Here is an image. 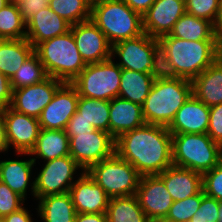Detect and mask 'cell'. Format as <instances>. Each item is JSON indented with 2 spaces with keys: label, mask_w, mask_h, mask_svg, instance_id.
Wrapping results in <instances>:
<instances>
[{
  "label": "cell",
  "mask_w": 222,
  "mask_h": 222,
  "mask_svg": "<svg viewBox=\"0 0 222 222\" xmlns=\"http://www.w3.org/2000/svg\"><path fill=\"white\" fill-rule=\"evenodd\" d=\"M115 153L141 176L158 175L173 164L172 134L165 126L145 124L121 134Z\"/></svg>",
  "instance_id": "6da1fadb"
},
{
  "label": "cell",
  "mask_w": 222,
  "mask_h": 222,
  "mask_svg": "<svg viewBox=\"0 0 222 222\" xmlns=\"http://www.w3.org/2000/svg\"><path fill=\"white\" fill-rule=\"evenodd\" d=\"M158 43L162 75L192 81L217 60V40L189 41L167 34Z\"/></svg>",
  "instance_id": "7a4b0ae2"
},
{
  "label": "cell",
  "mask_w": 222,
  "mask_h": 222,
  "mask_svg": "<svg viewBox=\"0 0 222 222\" xmlns=\"http://www.w3.org/2000/svg\"><path fill=\"white\" fill-rule=\"evenodd\" d=\"M191 95L190 80L157 75L150 93L142 104L146 124L168 127L177 111Z\"/></svg>",
  "instance_id": "3957f363"
},
{
  "label": "cell",
  "mask_w": 222,
  "mask_h": 222,
  "mask_svg": "<svg viewBox=\"0 0 222 222\" xmlns=\"http://www.w3.org/2000/svg\"><path fill=\"white\" fill-rule=\"evenodd\" d=\"M34 52L44 66L48 76L71 83L86 67L71 30L47 39L34 47Z\"/></svg>",
  "instance_id": "277c9868"
},
{
  "label": "cell",
  "mask_w": 222,
  "mask_h": 222,
  "mask_svg": "<svg viewBox=\"0 0 222 222\" xmlns=\"http://www.w3.org/2000/svg\"><path fill=\"white\" fill-rule=\"evenodd\" d=\"M111 45L144 33L142 15L123 0H103L91 7V18Z\"/></svg>",
  "instance_id": "5b68a950"
},
{
  "label": "cell",
  "mask_w": 222,
  "mask_h": 222,
  "mask_svg": "<svg viewBox=\"0 0 222 222\" xmlns=\"http://www.w3.org/2000/svg\"><path fill=\"white\" fill-rule=\"evenodd\" d=\"M172 161L175 166L203 174L222 161V146L207 133L172 134Z\"/></svg>",
  "instance_id": "8992f818"
},
{
  "label": "cell",
  "mask_w": 222,
  "mask_h": 222,
  "mask_svg": "<svg viewBox=\"0 0 222 222\" xmlns=\"http://www.w3.org/2000/svg\"><path fill=\"white\" fill-rule=\"evenodd\" d=\"M86 172L110 198L136 195L141 177L133 165L116 153L92 165Z\"/></svg>",
  "instance_id": "52a82bcc"
},
{
  "label": "cell",
  "mask_w": 222,
  "mask_h": 222,
  "mask_svg": "<svg viewBox=\"0 0 222 222\" xmlns=\"http://www.w3.org/2000/svg\"><path fill=\"white\" fill-rule=\"evenodd\" d=\"M122 68L112 58L87 64L71 82L79 96L110 101L119 94Z\"/></svg>",
  "instance_id": "ba28073f"
},
{
  "label": "cell",
  "mask_w": 222,
  "mask_h": 222,
  "mask_svg": "<svg viewBox=\"0 0 222 222\" xmlns=\"http://www.w3.org/2000/svg\"><path fill=\"white\" fill-rule=\"evenodd\" d=\"M122 69L161 75L158 39L146 33L112 45L111 58Z\"/></svg>",
  "instance_id": "9c48e42d"
},
{
  "label": "cell",
  "mask_w": 222,
  "mask_h": 222,
  "mask_svg": "<svg viewBox=\"0 0 222 222\" xmlns=\"http://www.w3.org/2000/svg\"><path fill=\"white\" fill-rule=\"evenodd\" d=\"M44 163L35 177L36 201L47 195L68 193L76 181L74 179H78L84 172L70 155Z\"/></svg>",
  "instance_id": "30bf717a"
},
{
  "label": "cell",
  "mask_w": 222,
  "mask_h": 222,
  "mask_svg": "<svg viewBox=\"0 0 222 222\" xmlns=\"http://www.w3.org/2000/svg\"><path fill=\"white\" fill-rule=\"evenodd\" d=\"M116 139L108 132L96 129L92 133L69 138V153L86 172L92 165L115 154Z\"/></svg>",
  "instance_id": "8fae6325"
},
{
  "label": "cell",
  "mask_w": 222,
  "mask_h": 222,
  "mask_svg": "<svg viewBox=\"0 0 222 222\" xmlns=\"http://www.w3.org/2000/svg\"><path fill=\"white\" fill-rule=\"evenodd\" d=\"M63 83L48 76L40 83L13 90L10 107L19 113L38 119Z\"/></svg>",
  "instance_id": "7c38bea8"
},
{
  "label": "cell",
  "mask_w": 222,
  "mask_h": 222,
  "mask_svg": "<svg viewBox=\"0 0 222 222\" xmlns=\"http://www.w3.org/2000/svg\"><path fill=\"white\" fill-rule=\"evenodd\" d=\"M79 94L72 83H63L52 101L43 109L38 121L41 129L64 130L77 111Z\"/></svg>",
  "instance_id": "4fadbf2b"
},
{
  "label": "cell",
  "mask_w": 222,
  "mask_h": 222,
  "mask_svg": "<svg viewBox=\"0 0 222 222\" xmlns=\"http://www.w3.org/2000/svg\"><path fill=\"white\" fill-rule=\"evenodd\" d=\"M77 49L86 64L111 58L112 45L90 19L70 26Z\"/></svg>",
  "instance_id": "5bb4252c"
},
{
  "label": "cell",
  "mask_w": 222,
  "mask_h": 222,
  "mask_svg": "<svg viewBox=\"0 0 222 222\" xmlns=\"http://www.w3.org/2000/svg\"><path fill=\"white\" fill-rule=\"evenodd\" d=\"M3 117L8 150L12 147L15 153H30L41 129L38 119L19 113L10 106L3 110Z\"/></svg>",
  "instance_id": "9a60e30c"
},
{
  "label": "cell",
  "mask_w": 222,
  "mask_h": 222,
  "mask_svg": "<svg viewBox=\"0 0 222 222\" xmlns=\"http://www.w3.org/2000/svg\"><path fill=\"white\" fill-rule=\"evenodd\" d=\"M136 196L149 220L166 217L174 202L158 175L141 176Z\"/></svg>",
  "instance_id": "2e32d148"
},
{
  "label": "cell",
  "mask_w": 222,
  "mask_h": 222,
  "mask_svg": "<svg viewBox=\"0 0 222 222\" xmlns=\"http://www.w3.org/2000/svg\"><path fill=\"white\" fill-rule=\"evenodd\" d=\"M185 13V0H155L142 15L144 33L157 39L167 35Z\"/></svg>",
  "instance_id": "e0dca14e"
},
{
  "label": "cell",
  "mask_w": 222,
  "mask_h": 222,
  "mask_svg": "<svg viewBox=\"0 0 222 222\" xmlns=\"http://www.w3.org/2000/svg\"><path fill=\"white\" fill-rule=\"evenodd\" d=\"M69 193L76 213H106L110 197L87 172L76 179Z\"/></svg>",
  "instance_id": "ac0fdd59"
},
{
  "label": "cell",
  "mask_w": 222,
  "mask_h": 222,
  "mask_svg": "<svg viewBox=\"0 0 222 222\" xmlns=\"http://www.w3.org/2000/svg\"><path fill=\"white\" fill-rule=\"evenodd\" d=\"M210 120V108L193 94L175 114L167 127L171 134L207 133Z\"/></svg>",
  "instance_id": "d6986e66"
},
{
  "label": "cell",
  "mask_w": 222,
  "mask_h": 222,
  "mask_svg": "<svg viewBox=\"0 0 222 222\" xmlns=\"http://www.w3.org/2000/svg\"><path fill=\"white\" fill-rule=\"evenodd\" d=\"M70 26L46 5L26 22V39L35 47L42 41L65 34Z\"/></svg>",
  "instance_id": "ffe728a7"
},
{
  "label": "cell",
  "mask_w": 222,
  "mask_h": 222,
  "mask_svg": "<svg viewBox=\"0 0 222 222\" xmlns=\"http://www.w3.org/2000/svg\"><path fill=\"white\" fill-rule=\"evenodd\" d=\"M34 166L36 164L31 156L26 160L25 157L23 160H13L10 158L8 160H0V181L8 185L24 200H27V192L29 191H31L32 196L35 198V178L32 174Z\"/></svg>",
  "instance_id": "44dd1931"
},
{
  "label": "cell",
  "mask_w": 222,
  "mask_h": 222,
  "mask_svg": "<svg viewBox=\"0 0 222 222\" xmlns=\"http://www.w3.org/2000/svg\"><path fill=\"white\" fill-rule=\"evenodd\" d=\"M158 176L164 181L173 201L184 200L203 189L202 174L188 168L172 164Z\"/></svg>",
  "instance_id": "7402d4cb"
},
{
  "label": "cell",
  "mask_w": 222,
  "mask_h": 222,
  "mask_svg": "<svg viewBox=\"0 0 222 222\" xmlns=\"http://www.w3.org/2000/svg\"><path fill=\"white\" fill-rule=\"evenodd\" d=\"M145 124L142 105L119 97L110 100L109 133L115 139Z\"/></svg>",
  "instance_id": "603a6c76"
},
{
  "label": "cell",
  "mask_w": 222,
  "mask_h": 222,
  "mask_svg": "<svg viewBox=\"0 0 222 222\" xmlns=\"http://www.w3.org/2000/svg\"><path fill=\"white\" fill-rule=\"evenodd\" d=\"M30 156L36 164L37 159L47 162L56 158L69 156V138L65 130L40 129L36 144L30 153H15ZM34 156V157H33Z\"/></svg>",
  "instance_id": "cb8c5ba5"
},
{
  "label": "cell",
  "mask_w": 222,
  "mask_h": 222,
  "mask_svg": "<svg viewBox=\"0 0 222 222\" xmlns=\"http://www.w3.org/2000/svg\"><path fill=\"white\" fill-rule=\"evenodd\" d=\"M192 94L208 107L222 104V64L216 60L191 81Z\"/></svg>",
  "instance_id": "d4e9b609"
},
{
  "label": "cell",
  "mask_w": 222,
  "mask_h": 222,
  "mask_svg": "<svg viewBox=\"0 0 222 222\" xmlns=\"http://www.w3.org/2000/svg\"><path fill=\"white\" fill-rule=\"evenodd\" d=\"M37 215L43 222H74L76 211L70 193L38 198Z\"/></svg>",
  "instance_id": "484cf974"
},
{
  "label": "cell",
  "mask_w": 222,
  "mask_h": 222,
  "mask_svg": "<svg viewBox=\"0 0 222 222\" xmlns=\"http://www.w3.org/2000/svg\"><path fill=\"white\" fill-rule=\"evenodd\" d=\"M34 52L26 39H0V72L11 79L26 59Z\"/></svg>",
  "instance_id": "4316f807"
},
{
  "label": "cell",
  "mask_w": 222,
  "mask_h": 222,
  "mask_svg": "<svg viewBox=\"0 0 222 222\" xmlns=\"http://www.w3.org/2000/svg\"><path fill=\"white\" fill-rule=\"evenodd\" d=\"M157 75L122 69L118 97L142 105Z\"/></svg>",
  "instance_id": "83f0119b"
},
{
  "label": "cell",
  "mask_w": 222,
  "mask_h": 222,
  "mask_svg": "<svg viewBox=\"0 0 222 222\" xmlns=\"http://www.w3.org/2000/svg\"><path fill=\"white\" fill-rule=\"evenodd\" d=\"M169 34L189 41L218 40L212 22L188 13L175 22Z\"/></svg>",
  "instance_id": "f1b7e54d"
},
{
  "label": "cell",
  "mask_w": 222,
  "mask_h": 222,
  "mask_svg": "<svg viewBox=\"0 0 222 222\" xmlns=\"http://www.w3.org/2000/svg\"><path fill=\"white\" fill-rule=\"evenodd\" d=\"M107 222H149L136 195L110 198Z\"/></svg>",
  "instance_id": "f546056e"
},
{
  "label": "cell",
  "mask_w": 222,
  "mask_h": 222,
  "mask_svg": "<svg viewBox=\"0 0 222 222\" xmlns=\"http://www.w3.org/2000/svg\"><path fill=\"white\" fill-rule=\"evenodd\" d=\"M77 112L95 129L109 133L110 101L79 96Z\"/></svg>",
  "instance_id": "4dcf8cb0"
},
{
  "label": "cell",
  "mask_w": 222,
  "mask_h": 222,
  "mask_svg": "<svg viewBox=\"0 0 222 222\" xmlns=\"http://www.w3.org/2000/svg\"><path fill=\"white\" fill-rule=\"evenodd\" d=\"M26 38V22L22 19L18 4L7 3L0 9V39Z\"/></svg>",
  "instance_id": "1f68e13d"
},
{
  "label": "cell",
  "mask_w": 222,
  "mask_h": 222,
  "mask_svg": "<svg viewBox=\"0 0 222 222\" xmlns=\"http://www.w3.org/2000/svg\"><path fill=\"white\" fill-rule=\"evenodd\" d=\"M48 77L38 55L33 52L10 79L12 90L42 82Z\"/></svg>",
  "instance_id": "d6a6232c"
},
{
  "label": "cell",
  "mask_w": 222,
  "mask_h": 222,
  "mask_svg": "<svg viewBox=\"0 0 222 222\" xmlns=\"http://www.w3.org/2000/svg\"><path fill=\"white\" fill-rule=\"evenodd\" d=\"M48 6L70 25L91 18V7L84 0H49Z\"/></svg>",
  "instance_id": "836d02e7"
},
{
  "label": "cell",
  "mask_w": 222,
  "mask_h": 222,
  "mask_svg": "<svg viewBox=\"0 0 222 222\" xmlns=\"http://www.w3.org/2000/svg\"><path fill=\"white\" fill-rule=\"evenodd\" d=\"M204 195L205 194L202 189L198 194L184 200L174 201L166 218L175 222H189L194 214L198 211Z\"/></svg>",
  "instance_id": "e575fe53"
},
{
  "label": "cell",
  "mask_w": 222,
  "mask_h": 222,
  "mask_svg": "<svg viewBox=\"0 0 222 222\" xmlns=\"http://www.w3.org/2000/svg\"><path fill=\"white\" fill-rule=\"evenodd\" d=\"M220 0H185L186 13L214 24Z\"/></svg>",
  "instance_id": "d590c367"
},
{
  "label": "cell",
  "mask_w": 222,
  "mask_h": 222,
  "mask_svg": "<svg viewBox=\"0 0 222 222\" xmlns=\"http://www.w3.org/2000/svg\"><path fill=\"white\" fill-rule=\"evenodd\" d=\"M202 188L205 195L222 201V161L202 174Z\"/></svg>",
  "instance_id": "8d00e7d4"
},
{
  "label": "cell",
  "mask_w": 222,
  "mask_h": 222,
  "mask_svg": "<svg viewBox=\"0 0 222 222\" xmlns=\"http://www.w3.org/2000/svg\"><path fill=\"white\" fill-rule=\"evenodd\" d=\"M24 203L25 200L20 195L0 181V218L18 211Z\"/></svg>",
  "instance_id": "74e56055"
},
{
  "label": "cell",
  "mask_w": 222,
  "mask_h": 222,
  "mask_svg": "<svg viewBox=\"0 0 222 222\" xmlns=\"http://www.w3.org/2000/svg\"><path fill=\"white\" fill-rule=\"evenodd\" d=\"M220 201L204 195L200 207L189 222H218Z\"/></svg>",
  "instance_id": "f35d334b"
},
{
  "label": "cell",
  "mask_w": 222,
  "mask_h": 222,
  "mask_svg": "<svg viewBox=\"0 0 222 222\" xmlns=\"http://www.w3.org/2000/svg\"><path fill=\"white\" fill-rule=\"evenodd\" d=\"M210 108V120L207 134L216 143L222 146V104Z\"/></svg>",
  "instance_id": "ab89813d"
},
{
  "label": "cell",
  "mask_w": 222,
  "mask_h": 222,
  "mask_svg": "<svg viewBox=\"0 0 222 222\" xmlns=\"http://www.w3.org/2000/svg\"><path fill=\"white\" fill-rule=\"evenodd\" d=\"M64 130L68 138H70L83 133H92L96 129L85 119L78 117V112L76 111V113L68 121Z\"/></svg>",
  "instance_id": "60d3db41"
},
{
  "label": "cell",
  "mask_w": 222,
  "mask_h": 222,
  "mask_svg": "<svg viewBox=\"0 0 222 222\" xmlns=\"http://www.w3.org/2000/svg\"><path fill=\"white\" fill-rule=\"evenodd\" d=\"M47 4L41 0H23L18 4L22 19L27 22L34 14L43 9Z\"/></svg>",
  "instance_id": "b9f144b4"
},
{
  "label": "cell",
  "mask_w": 222,
  "mask_h": 222,
  "mask_svg": "<svg viewBox=\"0 0 222 222\" xmlns=\"http://www.w3.org/2000/svg\"><path fill=\"white\" fill-rule=\"evenodd\" d=\"M13 90L10 79L0 72V111L11 105Z\"/></svg>",
  "instance_id": "7bdbcfd3"
},
{
  "label": "cell",
  "mask_w": 222,
  "mask_h": 222,
  "mask_svg": "<svg viewBox=\"0 0 222 222\" xmlns=\"http://www.w3.org/2000/svg\"><path fill=\"white\" fill-rule=\"evenodd\" d=\"M30 211L24 206L18 211H15L9 215L3 217L4 222H33Z\"/></svg>",
  "instance_id": "ee69618b"
},
{
  "label": "cell",
  "mask_w": 222,
  "mask_h": 222,
  "mask_svg": "<svg viewBox=\"0 0 222 222\" xmlns=\"http://www.w3.org/2000/svg\"><path fill=\"white\" fill-rule=\"evenodd\" d=\"M74 222H107L106 213H76Z\"/></svg>",
  "instance_id": "f6af8a7d"
},
{
  "label": "cell",
  "mask_w": 222,
  "mask_h": 222,
  "mask_svg": "<svg viewBox=\"0 0 222 222\" xmlns=\"http://www.w3.org/2000/svg\"><path fill=\"white\" fill-rule=\"evenodd\" d=\"M135 12L143 15L155 2V0H123Z\"/></svg>",
  "instance_id": "bcb514c9"
},
{
  "label": "cell",
  "mask_w": 222,
  "mask_h": 222,
  "mask_svg": "<svg viewBox=\"0 0 222 222\" xmlns=\"http://www.w3.org/2000/svg\"><path fill=\"white\" fill-rule=\"evenodd\" d=\"M5 152H9L6 137V125L3 117V111H0V153L5 154Z\"/></svg>",
  "instance_id": "7dc6e473"
},
{
  "label": "cell",
  "mask_w": 222,
  "mask_h": 222,
  "mask_svg": "<svg viewBox=\"0 0 222 222\" xmlns=\"http://www.w3.org/2000/svg\"><path fill=\"white\" fill-rule=\"evenodd\" d=\"M213 25L216 36L222 37V0H220L218 13Z\"/></svg>",
  "instance_id": "c3c4849f"
},
{
  "label": "cell",
  "mask_w": 222,
  "mask_h": 222,
  "mask_svg": "<svg viewBox=\"0 0 222 222\" xmlns=\"http://www.w3.org/2000/svg\"><path fill=\"white\" fill-rule=\"evenodd\" d=\"M217 60L222 64V37L217 40Z\"/></svg>",
  "instance_id": "681fc988"
},
{
  "label": "cell",
  "mask_w": 222,
  "mask_h": 222,
  "mask_svg": "<svg viewBox=\"0 0 222 222\" xmlns=\"http://www.w3.org/2000/svg\"><path fill=\"white\" fill-rule=\"evenodd\" d=\"M149 222H175V221L170 220L166 217H163V218H155V219L149 220Z\"/></svg>",
  "instance_id": "f907efd6"
},
{
  "label": "cell",
  "mask_w": 222,
  "mask_h": 222,
  "mask_svg": "<svg viewBox=\"0 0 222 222\" xmlns=\"http://www.w3.org/2000/svg\"><path fill=\"white\" fill-rule=\"evenodd\" d=\"M84 1H86L90 5V7H92L103 0H84Z\"/></svg>",
  "instance_id": "816d5d0a"
},
{
  "label": "cell",
  "mask_w": 222,
  "mask_h": 222,
  "mask_svg": "<svg viewBox=\"0 0 222 222\" xmlns=\"http://www.w3.org/2000/svg\"><path fill=\"white\" fill-rule=\"evenodd\" d=\"M218 222H222V201H220V206H219V220Z\"/></svg>",
  "instance_id": "f5cc1de1"
},
{
  "label": "cell",
  "mask_w": 222,
  "mask_h": 222,
  "mask_svg": "<svg viewBox=\"0 0 222 222\" xmlns=\"http://www.w3.org/2000/svg\"><path fill=\"white\" fill-rule=\"evenodd\" d=\"M8 2V0H0V9H2Z\"/></svg>",
  "instance_id": "db71d44e"
},
{
  "label": "cell",
  "mask_w": 222,
  "mask_h": 222,
  "mask_svg": "<svg viewBox=\"0 0 222 222\" xmlns=\"http://www.w3.org/2000/svg\"><path fill=\"white\" fill-rule=\"evenodd\" d=\"M23 0H8L9 3H13V4H19L21 3Z\"/></svg>",
  "instance_id": "11a10c76"
},
{
  "label": "cell",
  "mask_w": 222,
  "mask_h": 222,
  "mask_svg": "<svg viewBox=\"0 0 222 222\" xmlns=\"http://www.w3.org/2000/svg\"><path fill=\"white\" fill-rule=\"evenodd\" d=\"M41 1H44L48 5L49 0H41Z\"/></svg>",
  "instance_id": "9f6ffc18"
}]
</instances>
